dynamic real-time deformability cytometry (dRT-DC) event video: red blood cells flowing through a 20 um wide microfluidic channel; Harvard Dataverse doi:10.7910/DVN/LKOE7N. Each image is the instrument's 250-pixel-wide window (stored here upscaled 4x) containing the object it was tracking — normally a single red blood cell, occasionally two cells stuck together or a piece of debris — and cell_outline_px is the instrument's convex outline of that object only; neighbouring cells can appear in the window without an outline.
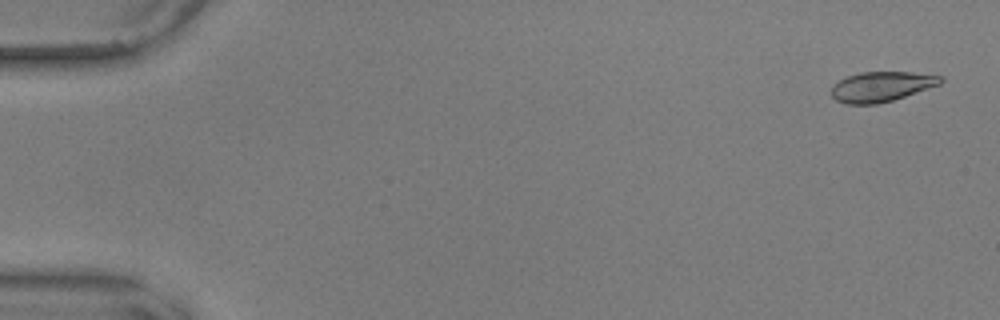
{"species": "common noctule bat (a hibernating species)", "species_latin": "Nyctalus noctula", "temperature_condition": "warm", "stored_images_in_passage": 56, "camera_frame_rate_fps": 3000, "um_per_image_px": 0.085, "animal": {"sex": "male", "body_mass_g": 17.9, "forearm_length_mm": 54.2}, "frame": {"image": 1, "passage_image": 2, "time_ms": 0.333, "image_size_px": [1000, 320], "cell_outline_px": [[944, 80], [940, 84], [892, 100], [876, 104], [848, 104], [836, 100], [832, 96], [832, 84], [848, 76], [860, 72], [912, 72], [944, 76]], "centroid_in_image_um": [74.92, 7.35], "position_along_channel_um": 10.1, "area_um2": 18.96}}
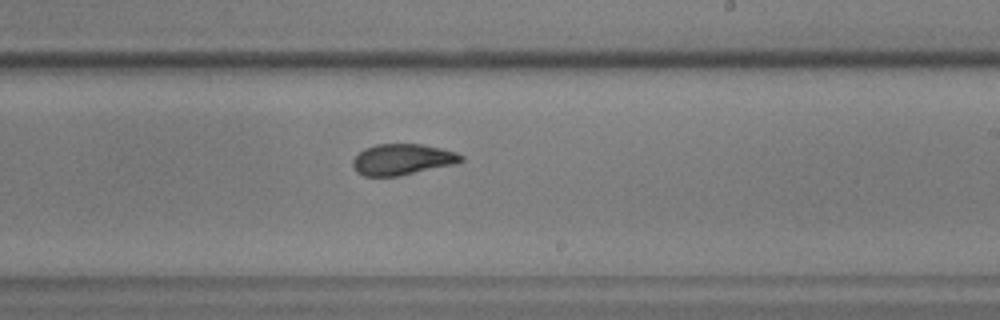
{"frame": {"image": 2, "passage_image": 34, "time_ms": 11.0, "image_size_px": [1000, 320], "cell_outline_px": [[464, 160], [456, 164], [400, 176], [364, 176], [356, 172], [352, 164], [352, 160], [364, 148], [376, 144], [420, 144], [440, 148], [456, 152], [464, 156]], "centroid_in_image_um": [34.21, 13.56], "position_along_channel_um": 254.8, "area_um2": 19.71}}
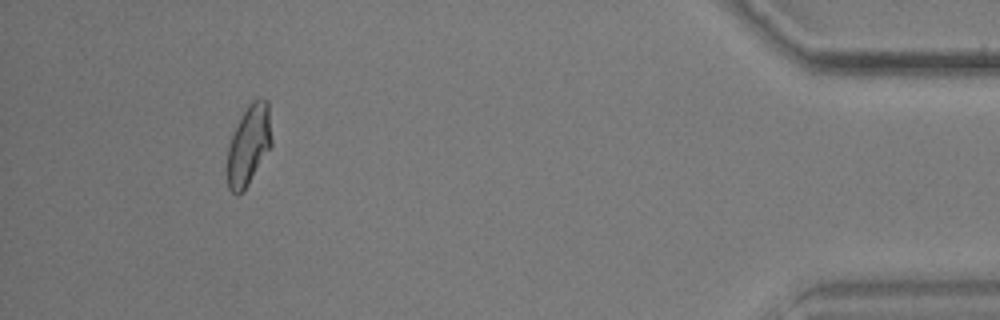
{"frame": {"image": 3, "passage_image": 52, "time_ms": 17.0, "image_size_px": [1000, 320], "cell_outline_px": [[272, 144], [244, 192], [236, 196], [228, 188], [228, 144], [248, 104], [252, 100], [260, 96], [268, 100], [272, 140]], "centroid_in_image_um": [21.16, 12.32], "position_along_channel_um": 414.0, "area_um2": 20.63}, "authors_computed_cell_mechanics": {"area_um2": 20.0277, "velocity_mm_per_s": 3.6276, "shape_relaxation_time_tau1_ms": 5.6201, "shape_relaxation_time_tau2_ms": 1.1371, "deformation_change_tau1": 0.2055, "deformation_change_tau2": 0.0763}}